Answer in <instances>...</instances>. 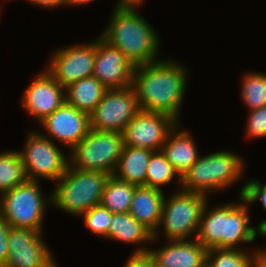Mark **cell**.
Wrapping results in <instances>:
<instances>
[{"mask_svg":"<svg viewBox=\"0 0 266 267\" xmlns=\"http://www.w3.org/2000/svg\"><path fill=\"white\" fill-rule=\"evenodd\" d=\"M187 77L186 68L172 60L136 66L132 87L140 110L166 114L178 122Z\"/></svg>","mask_w":266,"mask_h":267,"instance_id":"obj_1","label":"cell"},{"mask_svg":"<svg viewBox=\"0 0 266 267\" xmlns=\"http://www.w3.org/2000/svg\"><path fill=\"white\" fill-rule=\"evenodd\" d=\"M158 34L138 11H112L110 22L100 37L112 47L122 51L136 67L153 63L159 54Z\"/></svg>","mask_w":266,"mask_h":267,"instance_id":"obj_2","label":"cell"},{"mask_svg":"<svg viewBox=\"0 0 266 267\" xmlns=\"http://www.w3.org/2000/svg\"><path fill=\"white\" fill-rule=\"evenodd\" d=\"M109 174L82 170L68 166L51 191V206L74 216H81L93 206L99 205Z\"/></svg>","mask_w":266,"mask_h":267,"instance_id":"obj_3","label":"cell"},{"mask_svg":"<svg viewBox=\"0 0 266 267\" xmlns=\"http://www.w3.org/2000/svg\"><path fill=\"white\" fill-rule=\"evenodd\" d=\"M244 167L243 159L233 152L219 151L199 156L181 177V189L203 195L209 191L225 190L244 174Z\"/></svg>","mask_w":266,"mask_h":267,"instance_id":"obj_4","label":"cell"},{"mask_svg":"<svg viewBox=\"0 0 266 267\" xmlns=\"http://www.w3.org/2000/svg\"><path fill=\"white\" fill-rule=\"evenodd\" d=\"M39 186L37 181L26 180L0 195V215L11 227L42 231L46 203L52 200L50 194L43 197Z\"/></svg>","mask_w":266,"mask_h":267,"instance_id":"obj_5","label":"cell"},{"mask_svg":"<svg viewBox=\"0 0 266 267\" xmlns=\"http://www.w3.org/2000/svg\"><path fill=\"white\" fill-rule=\"evenodd\" d=\"M123 147L122 133L90 129L71 150L69 166L113 175Z\"/></svg>","mask_w":266,"mask_h":267,"instance_id":"obj_6","label":"cell"},{"mask_svg":"<svg viewBox=\"0 0 266 267\" xmlns=\"http://www.w3.org/2000/svg\"><path fill=\"white\" fill-rule=\"evenodd\" d=\"M207 196L179 189L168 200L164 197L158 229L163 227L168 240L195 239Z\"/></svg>","mask_w":266,"mask_h":267,"instance_id":"obj_7","label":"cell"},{"mask_svg":"<svg viewBox=\"0 0 266 267\" xmlns=\"http://www.w3.org/2000/svg\"><path fill=\"white\" fill-rule=\"evenodd\" d=\"M25 143L19 153L27 180L39 182L43 177L56 182L64 175L69 166V157L61 152L54 141L32 131Z\"/></svg>","mask_w":266,"mask_h":267,"instance_id":"obj_8","label":"cell"},{"mask_svg":"<svg viewBox=\"0 0 266 267\" xmlns=\"http://www.w3.org/2000/svg\"><path fill=\"white\" fill-rule=\"evenodd\" d=\"M140 111L133 87L107 89L101 101L89 115L90 129L122 133Z\"/></svg>","mask_w":266,"mask_h":267,"instance_id":"obj_9","label":"cell"},{"mask_svg":"<svg viewBox=\"0 0 266 267\" xmlns=\"http://www.w3.org/2000/svg\"><path fill=\"white\" fill-rule=\"evenodd\" d=\"M46 69L64 88L83 78L93 76L96 40L57 49Z\"/></svg>","mask_w":266,"mask_h":267,"instance_id":"obj_10","label":"cell"},{"mask_svg":"<svg viewBox=\"0 0 266 267\" xmlns=\"http://www.w3.org/2000/svg\"><path fill=\"white\" fill-rule=\"evenodd\" d=\"M177 123L166 114L140 110L122 131L124 146L161 150Z\"/></svg>","mask_w":266,"mask_h":267,"instance_id":"obj_11","label":"cell"},{"mask_svg":"<svg viewBox=\"0 0 266 267\" xmlns=\"http://www.w3.org/2000/svg\"><path fill=\"white\" fill-rule=\"evenodd\" d=\"M42 231L10 227L5 267H57Z\"/></svg>","mask_w":266,"mask_h":267,"instance_id":"obj_12","label":"cell"},{"mask_svg":"<svg viewBox=\"0 0 266 267\" xmlns=\"http://www.w3.org/2000/svg\"><path fill=\"white\" fill-rule=\"evenodd\" d=\"M134 68L122 51L109 45L100 36L96 39L93 76L107 89L132 87Z\"/></svg>","mask_w":266,"mask_h":267,"instance_id":"obj_13","label":"cell"},{"mask_svg":"<svg viewBox=\"0 0 266 267\" xmlns=\"http://www.w3.org/2000/svg\"><path fill=\"white\" fill-rule=\"evenodd\" d=\"M49 135L43 136L65 144L71 150L90 130L89 115L64 102L52 114L39 123ZM53 138V139H52Z\"/></svg>","mask_w":266,"mask_h":267,"instance_id":"obj_14","label":"cell"},{"mask_svg":"<svg viewBox=\"0 0 266 267\" xmlns=\"http://www.w3.org/2000/svg\"><path fill=\"white\" fill-rule=\"evenodd\" d=\"M22 98L27 113L40 123L65 102V88L45 70L28 85Z\"/></svg>","mask_w":266,"mask_h":267,"instance_id":"obj_15","label":"cell"},{"mask_svg":"<svg viewBox=\"0 0 266 267\" xmlns=\"http://www.w3.org/2000/svg\"><path fill=\"white\" fill-rule=\"evenodd\" d=\"M168 240L157 250H148L157 267H203L207 263L208 249L196 239Z\"/></svg>","mask_w":266,"mask_h":267,"instance_id":"obj_16","label":"cell"},{"mask_svg":"<svg viewBox=\"0 0 266 267\" xmlns=\"http://www.w3.org/2000/svg\"><path fill=\"white\" fill-rule=\"evenodd\" d=\"M240 204L231 202L225 204V227L222 235V248H237L241 242L250 243L261 234L258 228L249 226V203L239 195ZM239 243V244H238Z\"/></svg>","mask_w":266,"mask_h":267,"instance_id":"obj_17","label":"cell"},{"mask_svg":"<svg viewBox=\"0 0 266 267\" xmlns=\"http://www.w3.org/2000/svg\"><path fill=\"white\" fill-rule=\"evenodd\" d=\"M164 191L148 186H136L128 213L146 227L153 240L159 239L158 225L160 223Z\"/></svg>","mask_w":266,"mask_h":267,"instance_id":"obj_18","label":"cell"},{"mask_svg":"<svg viewBox=\"0 0 266 267\" xmlns=\"http://www.w3.org/2000/svg\"><path fill=\"white\" fill-rule=\"evenodd\" d=\"M180 129L177 124L168 134L161 151L182 177L198 160L199 152L190 133Z\"/></svg>","mask_w":266,"mask_h":267,"instance_id":"obj_19","label":"cell"},{"mask_svg":"<svg viewBox=\"0 0 266 267\" xmlns=\"http://www.w3.org/2000/svg\"><path fill=\"white\" fill-rule=\"evenodd\" d=\"M152 152L150 149L124 146L113 176L135 186H146L147 167Z\"/></svg>","mask_w":266,"mask_h":267,"instance_id":"obj_20","label":"cell"},{"mask_svg":"<svg viewBox=\"0 0 266 267\" xmlns=\"http://www.w3.org/2000/svg\"><path fill=\"white\" fill-rule=\"evenodd\" d=\"M106 90L107 88L95 76H89L65 88V102L90 115Z\"/></svg>","mask_w":266,"mask_h":267,"instance_id":"obj_21","label":"cell"},{"mask_svg":"<svg viewBox=\"0 0 266 267\" xmlns=\"http://www.w3.org/2000/svg\"><path fill=\"white\" fill-rule=\"evenodd\" d=\"M110 222L107 239L135 245L154 242L153 234L130 213H113Z\"/></svg>","mask_w":266,"mask_h":267,"instance_id":"obj_22","label":"cell"},{"mask_svg":"<svg viewBox=\"0 0 266 267\" xmlns=\"http://www.w3.org/2000/svg\"><path fill=\"white\" fill-rule=\"evenodd\" d=\"M205 204L199 223L196 240L206 249L222 248V235L225 227V204L208 208ZM210 211H209V210Z\"/></svg>","mask_w":266,"mask_h":267,"instance_id":"obj_23","label":"cell"},{"mask_svg":"<svg viewBox=\"0 0 266 267\" xmlns=\"http://www.w3.org/2000/svg\"><path fill=\"white\" fill-rule=\"evenodd\" d=\"M135 188V185L110 175L105 184L100 204L112 213H128Z\"/></svg>","mask_w":266,"mask_h":267,"instance_id":"obj_24","label":"cell"},{"mask_svg":"<svg viewBox=\"0 0 266 267\" xmlns=\"http://www.w3.org/2000/svg\"><path fill=\"white\" fill-rule=\"evenodd\" d=\"M27 180L19 151L8 150L0 153V195Z\"/></svg>","mask_w":266,"mask_h":267,"instance_id":"obj_25","label":"cell"},{"mask_svg":"<svg viewBox=\"0 0 266 267\" xmlns=\"http://www.w3.org/2000/svg\"><path fill=\"white\" fill-rule=\"evenodd\" d=\"M260 251L261 249H255L251 254L241 248H210L207 252V264L210 267H252Z\"/></svg>","mask_w":266,"mask_h":267,"instance_id":"obj_26","label":"cell"},{"mask_svg":"<svg viewBox=\"0 0 266 267\" xmlns=\"http://www.w3.org/2000/svg\"><path fill=\"white\" fill-rule=\"evenodd\" d=\"M175 176L181 185V176L166 159L164 153L161 150L153 151L147 167L146 186L162 190V186L171 182Z\"/></svg>","mask_w":266,"mask_h":267,"instance_id":"obj_27","label":"cell"},{"mask_svg":"<svg viewBox=\"0 0 266 267\" xmlns=\"http://www.w3.org/2000/svg\"><path fill=\"white\" fill-rule=\"evenodd\" d=\"M241 97L249 111L266 105V74L246 73L241 82Z\"/></svg>","mask_w":266,"mask_h":267,"instance_id":"obj_28","label":"cell"},{"mask_svg":"<svg viewBox=\"0 0 266 267\" xmlns=\"http://www.w3.org/2000/svg\"><path fill=\"white\" fill-rule=\"evenodd\" d=\"M112 216L113 213L101 204L93 206L82 214L86 228L103 239L108 236Z\"/></svg>","mask_w":266,"mask_h":267,"instance_id":"obj_29","label":"cell"},{"mask_svg":"<svg viewBox=\"0 0 266 267\" xmlns=\"http://www.w3.org/2000/svg\"><path fill=\"white\" fill-rule=\"evenodd\" d=\"M246 133L249 138L266 137V105L256 110L249 111Z\"/></svg>","mask_w":266,"mask_h":267,"instance_id":"obj_30","label":"cell"},{"mask_svg":"<svg viewBox=\"0 0 266 267\" xmlns=\"http://www.w3.org/2000/svg\"><path fill=\"white\" fill-rule=\"evenodd\" d=\"M240 195L250 204L260 199L261 206L266 211V183L262 184L259 180H249L240 189Z\"/></svg>","mask_w":266,"mask_h":267,"instance_id":"obj_31","label":"cell"},{"mask_svg":"<svg viewBox=\"0 0 266 267\" xmlns=\"http://www.w3.org/2000/svg\"><path fill=\"white\" fill-rule=\"evenodd\" d=\"M149 248H137L126 262L125 267H153L154 259L149 253Z\"/></svg>","mask_w":266,"mask_h":267,"instance_id":"obj_32","label":"cell"},{"mask_svg":"<svg viewBox=\"0 0 266 267\" xmlns=\"http://www.w3.org/2000/svg\"><path fill=\"white\" fill-rule=\"evenodd\" d=\"M9 223L0 215V267H5L8 259Z\"/></svg>","mask_w":266,"mask_h":267,"instance_id":"obj_33","label":"cell"},{"mask_svg":"<svg viewBox=\"0 0 266 267\" xmlns=\"http://www.w3.org/2000/svg\"><path fill=\"white\" fill-rule=\"evenodd\" d=\"M33 4L41 6L43 8H56L57 6L68 5L69 0H28Z\"/></svg>","mask_w":266,"mask_h":267,"instance_id":"obj_34","label":"cell"},{"mask_svg":"<svg viewBox=\"0 0 266 267\" xmlns=\"http://www.w3.org/2000/svg\"><path fill=\"white\" fill-rule=\"evenodd\" d=\"M145 0H118L115 7L116 10H133L136 11L137 6L141 5ZM137 5V6H136Z\"/></svg>","mask_w":266,"mask_h":267,"instance_id":"obj_35","label":"cell"},{"mask_svg":"<svg viewBox=\"0 0 266 267\" xmlns=\"http://www.w3.org/2000/svg\"><path fill=\"white\" fill-rule=\"evenodd\" d=\"M252 267H266V249L263 248L255 257Z\"/></svg>","mask_w":266,"mask_h":267,"instance_id":"obj_36","label":"cell"},{"mask_svg":"<svg viewBox=\"0 0 266 267\" xmlns=\"http://www.w3.org/2000/svg\"><path fill=\"white\" fill-rule=\"evenodd\" d=\"M92 1H94V0H69V2H68V5L70 6H73V5H77V6H79L80 4H87V3H89V2H92Z\"/></svg>","mask_w":266,"mask_h":267,"instance_id":"obj_37","label":"cell"},{"mask_svg":"<svg viewBox=\"0 0 266 267\" xmlns=\"http://www.w3.org/2000/svg\"><path fill=\"white\" fill-rule=\"evenodd\" d=\"M257 228L261 231V234L263 237H266V219L261 221L258 225Z\"/></svg>","mask_w":266,"mask_h":267,"instance_id":"obj_38","label":"cell"},{"mask_svg":"<svg viewBox=\"0 0 266 267\" xmlns=\"http://www.w3.org/2000/svg\"><path fill=\"white\" fill-rule=\"evenodd\" d=\"M203 267H210L207 263Z\"/></svg>","mask_w":266,"mask_h":267,"instance_id":"obj_39","label":"cell"}]
</instances>
